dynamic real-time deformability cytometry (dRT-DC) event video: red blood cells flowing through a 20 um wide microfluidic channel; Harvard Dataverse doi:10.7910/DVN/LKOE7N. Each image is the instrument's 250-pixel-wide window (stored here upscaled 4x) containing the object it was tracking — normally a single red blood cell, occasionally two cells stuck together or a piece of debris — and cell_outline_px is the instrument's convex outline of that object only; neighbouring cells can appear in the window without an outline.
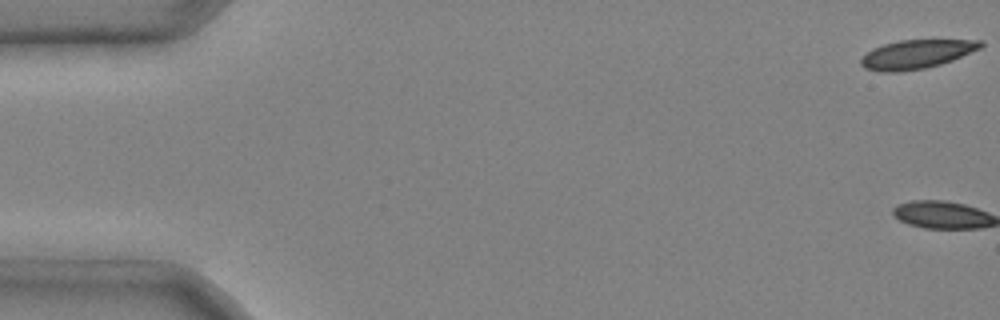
{"species": "common noctule bat (a hibernating species)", "species_latin": "Nyctalus noctula", "temperature_condition": "cold", "stored_images_in_passage": 4, "camera_frame_rate_fps": 3000, "um_per_image_px": 0.085, "animal": {"sex": "male", "body_mass_g": 20.4}, "frame": {"image": 1, "passage_image": 1, "time_ms": 0.0, "image_size_px": [1000, 320], "cell_outline_px": [[984, 44], [980, 48], [952, 60], [940, 64], [924, 68], [900, 72], [880, 72], [864, 68], [860, 64], [860, 60], [872, 48], [884, 44], [900, 40], [984, 40]], "centroid_in_image_um": [77.88, 4.61], "position_along_channel_um": 7.1, "area_um2": 20.0}}